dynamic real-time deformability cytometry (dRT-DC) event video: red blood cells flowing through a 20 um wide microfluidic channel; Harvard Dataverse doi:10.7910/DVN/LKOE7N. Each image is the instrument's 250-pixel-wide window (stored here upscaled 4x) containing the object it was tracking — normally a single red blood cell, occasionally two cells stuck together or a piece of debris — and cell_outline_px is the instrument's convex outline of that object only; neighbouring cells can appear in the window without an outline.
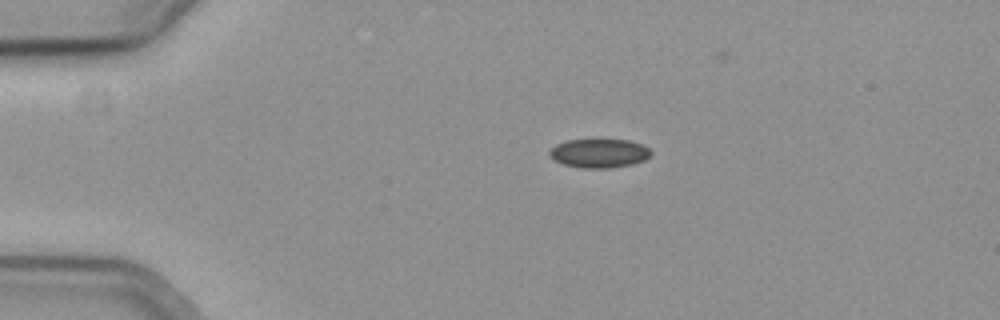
{"species": "common noctule bat (a hibernating species)", "species_latin": "Nyctalus noctula", "temperature_condition": "cold", "stored_images_in_passage": 5, "camera_frame_rate_fps": 3000, "um_per_image_px": 0.085, "animal": {"sex": "female", "body_mass_g": 19.3, "forearm_length_mm": 54.1}, "frame": {"image": 1, "passage_image": 1, "time_ms": 0.0, "image_size_px": [1000, 320], "cell_outline_px": [[652, 152], [644, 160], [632, 164], [608, 168], [580, 168], [564, 164], [548, 156], [548, 152], [556, 144], [568, 140], [628, 140], [640, 144], [648, 148]], "centroid_in_image_um": [50.9, 13.03], "position_along_channel_um": 34.1, "area_um2": 16.88}}